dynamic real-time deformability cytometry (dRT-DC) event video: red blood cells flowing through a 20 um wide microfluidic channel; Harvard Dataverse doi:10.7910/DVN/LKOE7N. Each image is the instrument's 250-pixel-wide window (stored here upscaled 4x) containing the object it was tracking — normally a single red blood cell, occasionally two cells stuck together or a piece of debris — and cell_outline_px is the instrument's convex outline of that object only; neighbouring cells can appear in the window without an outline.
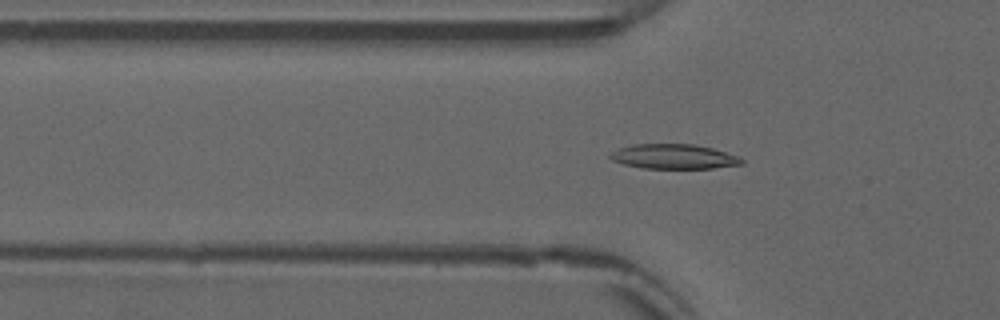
{"species": "common noctule bat (a hibernating species)", "species_latin": "Nyctalus noctula", "temperature_condition": "warm", "stored_images_in_passage": 49, "camera_frame_rate_fps": 3000, "um_per_image_px": 0.085, "animal": {"sex": "male", "forearm_length_mm": 52.5}, "frame": {"image": 1, "passage_image": 13, "time_ms": 4.0, "image_size_px": [1000, 320], "cell_outline_px": [[744, 164], [712, 168], [644, 168], [624, 164], [612, 160], [608, 156], [612, 152], [620, 148], [632, 144], [696, 144], [712, 148], [740, 156], [744, 160]], "centroid_in_image_um": [57.31, 13.3], "position_along_channel_um": 68.5, "area_um2": 18.96}}
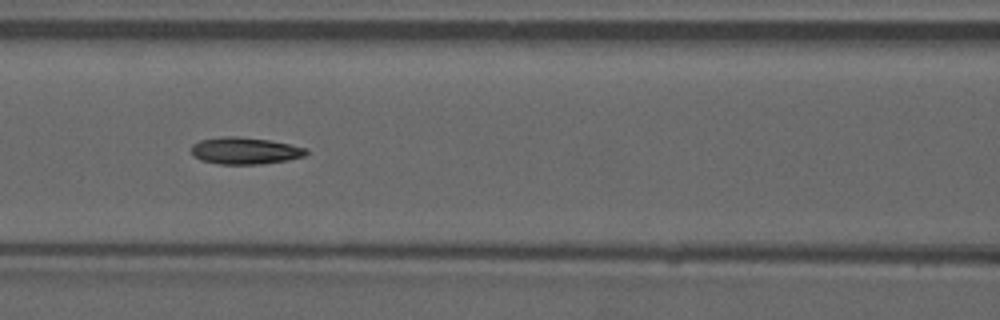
{"frame": {"image": 2, "passage_image": 19, "time_ms": 6.0, "image_size_px": [1000, 320], "cell_outline_px": [[308, 152], [304, 156], [288, 160], [260, 164], [220, 164], [200, 160], [192, 156], [192, 144], [200, 140], [220, 136], [236, 136], [268, 140], [308, 148]], "centroid_in_image_um": [20.8, 12.81], "position_along_channel_um": 145.8, "area_um2": 18.03}}
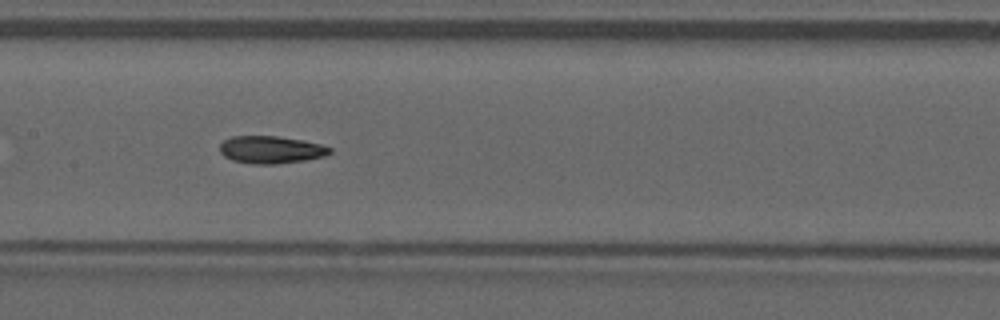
{"frame": {"image": 3, "passage_image": 22, "time_ms": 7.0, "image_size_px": [1000, 320], "cell_outline_px": [[332, 152], [324, 156], [304, 160], [276, 164], [252, 164], [232, 160], [224, 156], [220, 152], [220, 144], [224, 140], [232, 136], [276, 136], [304, 140], [320, 144], [332, 148]], "centroid_in_image_um": [23.03, 12.72], "position_along_channel_um": 184.4, "area_um2": 17.63}, "authors_computed_cell_mechanics": {"area_um2": 17.5134, "velocity_mm_per_s": 3.8654, "shape_relaxation_time_tau1_ms": null, "shape_relaxation_time_tau2_ms": 9.2805, "deformation_change_tau1": null, "deformation_change_tau2": 0.143}}